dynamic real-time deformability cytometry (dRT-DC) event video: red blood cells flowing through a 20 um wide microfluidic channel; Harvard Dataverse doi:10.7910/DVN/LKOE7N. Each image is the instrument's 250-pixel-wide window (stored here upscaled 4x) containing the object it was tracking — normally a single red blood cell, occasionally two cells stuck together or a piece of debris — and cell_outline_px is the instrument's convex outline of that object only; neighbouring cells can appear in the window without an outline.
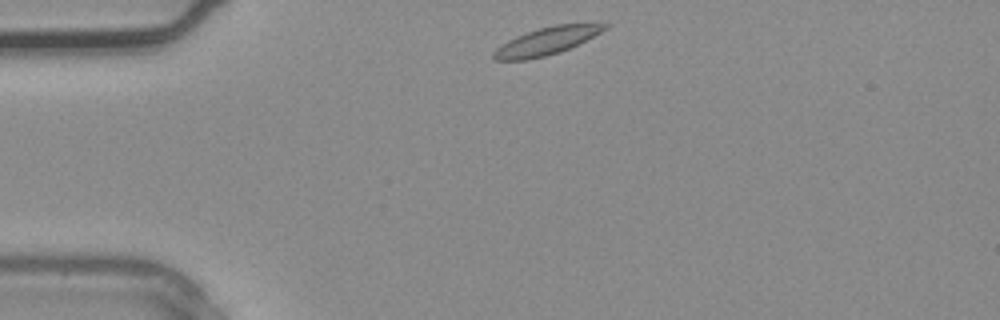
{"species": "common noctule bat (a hibernating species)", "species_latin": "Nyctalus noctula", "temperature_condition": "warm", "stored_images_in_passage": 30, "camera_frame_rate_fps": 3000, "um_per_image_px": 0.085, "animal": {"sex": "male", "body_mass_g": 20.4}, "frame": {"image": 1, "passage_image": 1, "time_ms": 0.0, "image_size_px": [1000, 320], "cell_outline_px": [[612, 24], [608, 28], [560, 52], [528, 60], [492, 60], [492, 52], [496, 48], [508, 40], [516, 36], [540, 28], [556, 24]], "centroid_in_image_um": [46.39, 3.51], "position_along_channel_um": 38.6, "area_um2": 17.46}}